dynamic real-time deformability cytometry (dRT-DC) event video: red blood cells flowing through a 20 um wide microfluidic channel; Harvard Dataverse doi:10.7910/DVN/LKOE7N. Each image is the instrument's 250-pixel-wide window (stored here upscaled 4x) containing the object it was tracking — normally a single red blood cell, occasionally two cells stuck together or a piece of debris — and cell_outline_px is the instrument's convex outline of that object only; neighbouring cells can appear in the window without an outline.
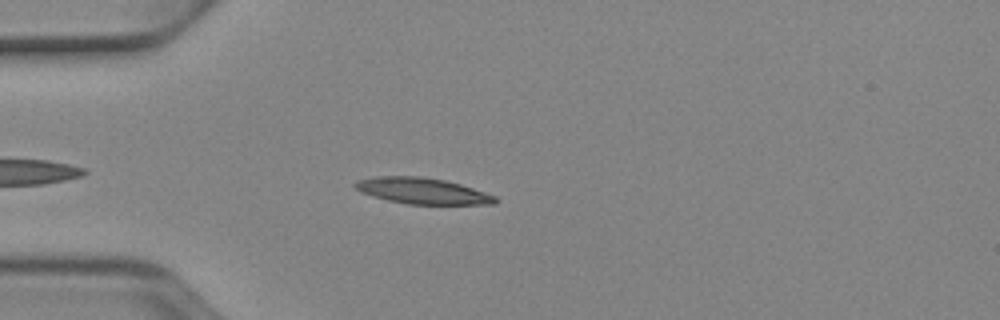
{"species": "Egyptian fruit bat (a non-hibernating species)", "species_latin": "Rousettus aegyptiacus", "temperature_condition": "cold", "stored_images_in_passage": 41, "camera_frame_rate_fps": 3000, "um_per_image_px": 0.085, "animal": {"sex": "female"}, "frame": {"image": 1, "passage_image": 6, "time_ms": 1.667, "image_size_px": [1000, 320], "cell_outline_px": [[500, 200], [496, 204], [408, 204], [388, 200], [360, 192], [352, 184], [356, 180], [376, 176], [420, 176], [444, 180], [460, 184], [496, 196]], "centroid_in_image_um": [35.9, 16.22], "position_along_channel_um": 49.1, "area_um2": 21.27}}
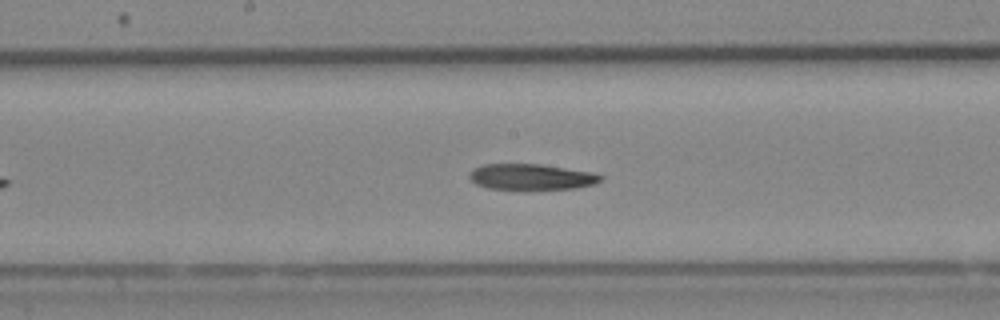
{"frame": {"image": 2, "passage_image": 19, "time_ms": 6.0, "image_size_px": [1000, 320], "cell_outline_px": [[604, 180], [596, 184], [572, 188], [524, 192], [488, 188], [476, 184], [468, 176], [468, 172], [472, 168], [484, 164], [540, 164], [592, 172], [604, 176]], "centroid_in_image_um": [45.15, 15.07], "position_along_channel_um": 203.1, "area_um2": 20.75}}
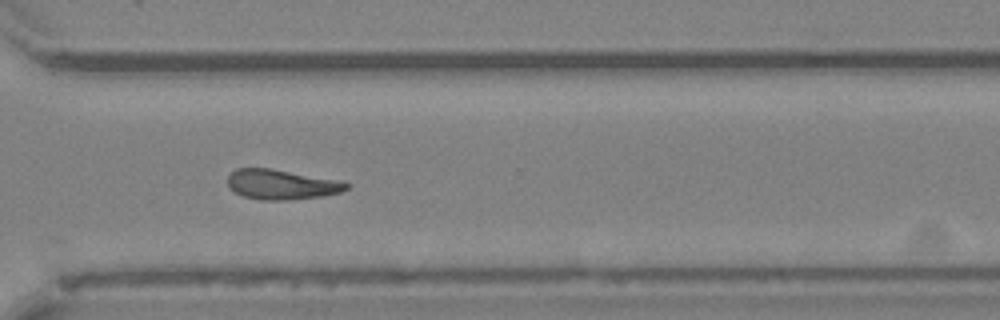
{"frame": {"image": 3, "passage_image": 30, "time_ms": 9.667, "image_size_px": [1000, 320], "cell_outline_px": [[352, 184], [348, 188], [340, 192], [320, 196], [284, 200], [260, 200], [244, 196], [236, 192], [228, 184], [228, 176], [236, 168], [268, 168], [336, 180]], "centroid_in_image_um": [23.91, 15.68], "position_along_channel_um": 346.7, "area_um2": 20.23}}